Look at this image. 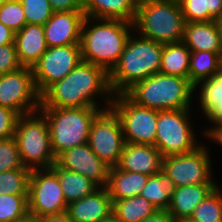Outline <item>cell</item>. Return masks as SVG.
Listing matches in <instances>:
<instances>
[{
    "mask_svg": "<svg viewBox=\"0 0 222 222\" xmlns=\"http://www.w3.org/2000/svg\"><path fill=\"white\" fill-rule=\"evenodd\" d=\"M98 94L107 97L105 102L109 108L114 95L109 84V73L100 66L82 60L69 74L41 95L40 107L101 108L98 103L96 104L95 97Z\"/></svg>",
    "mask_w": 222,
    "mask_h": 222,
    "instance_id": "1",
    "label": "cell"
},
{
    "mask_svg": "<svg viewBox=\"0 0 222 222\" xmlns=\"http://www.w3.org/2000/svg\"><path fill=\"white\" fill-rule=\"evenodd\" d=\"M94 21L97 23L93 24ZM132 30L133 23L124 20L86 16L80 40L82 60L100 66L109 73L120 59Z\"/></svg>",
    "mask_w": 222,
    "mask_h": 222,
    "instance_id": "2",
    "label": "cell"
},
{
    "mask_svg": "<svg viewBox=\"0 0 222 222\" xmlns=\"http://www.w3.org/2000/svg\"><path fill=\"white\" fill-rule=\"evenodd\" d=\"M163 43L130 35L120 59L109 72L113 94H125L137 82L159 73Z\"/></svg>",
    "mask_w": 222,
    "mask_h": 222,
    "instance_id": "3",
    "label": "cell"
},
{
    "mask_svg": "<svg viewBox=\"0 0 222 222\" xmlns=\"http://www.w3.org/2000/svg\"><path fill=\"white\" fill-rule=\"evenodd\" d=\"M194 85L188 78L156 73L125 94L137 105L163 111L190 109Z\"/></svg>",
    "mask_w": 222,
    "mask_h": 222,
    "instance_id": "4",
    "label": "cell"
},
{
    "mask_svg": "<svg viewBox=\"0 0 222 222\" xmlns=\"http://www.w3.org/2000/svg\"><path fill=\"white\" fill-rule=\"evenodd\" d=\"M185 20L179 4L167 0H138L134 31L155 42L183 41Z\"/></svg>",
    "mask_w": 222,
    "mask_h": 222,
    "instance_id": "5",
    "label": "cell"
},
{
    "mask_svg": "<svg viewBox=\"0 0 222 222\" xmlns=\"http://www.w3.org/2000/svg\"><path fill=\"white\" fill-rule=\"evenodd\" d=\"M103 110L97 107H40L50 131L55 158L73 147L88 143L91 124Z\"/></svg>",
    "mask_w": 222,
    "mask_h": 222,
    "instance_id": "6",
    "label": "cell"
},
{
    "mask_svg": "<svg viewBox=\"0 0 222 222\" xmlns=\"http://www.w3.org/2000/svg\"><path fill=\"white\" fill-rule=\"evenodd\" d=\"M14 138L25 168L48 169L55 163L48 122L40 111L18 118Z\"/></svg>",
    "mask_w": 222,
    "mask_h": 222,
    "instance_id": "7",
    "label": "cell"
},
{
    "mask_svg": "<svg viewBox=\"0 0 222 222\" xmlns=\"http://www.w3.org/2000/svg\"><path fill=\"white\" fill-rule=\"evenodd\" d=\"M191 109L158 110L155 144L163 157L187 154L201 146L197 144L190 124Z\"/></svg>",
    "mask_w": 222,
    "mask_h": 222,
    "instance_id": "8",
    "label": "cell"
},
{
    "mask_svg": "<svg viewBox=\"0 0 222 222\" xmlns=\"http://www.w3.org/2000/svg\"><path fill=\"white\" fill-rule=\"evenodd\" d=\"M110 107L120 119L126 143L154 146L158 110L137 105L126 94H114Z\"/></svg>",
    "mask_w": 222,
    "mask_h": 222,
    "instance_id": "9",
    "label": "cell"
},
{
    "mask_svg": "<svg viewBox=\"0 0 222 222\" xmlns=\"http://www.w3.org/2000/svg\"><path fill=\"white\" fill-rule=\"evenodd\" d=\"M125 143L118 115L111 107H104L91 124L88 140L90 148L107 165L115 167L121 159Z\"/></svg>",
    "mask_w": 222,
    "mask_h": 222,
    "instance_id": "10",
    "label": "cell"
},
{
    "mask_svg": "<svg viewBox=\"0 0 222 222\" xmlns=\"http://www.w3.org/2000/svg\"><path fill=\"white\" fill-rule=\"evenodd\" d=\"M0 106L10 108L20 116L39 110L41 95L38 93L32 68L0 75Z\"/></svg>",
    "mask_w": 222,
    "mask_h": 222,
    "instance_id": "11",
    "label": "cell"
},
{
    "mask_svg": "<svg viewBox=\"0 0 222 222\" xmlns=\"http://www.w3.org/2000/svg\"><path fill=\"white\" fill-rule=\"evenodd\" d=\"M67 207L56 173L51 168L31 170L28 189L29 213L44 217L65 212Z\"/></svg>",
    "mask_w": 222,
    "mask_h": 222,
    "instance_id": "12",
    "label": "cell"
},
{
    "mask_svg": "<svg viewBox=\"0 0 222 222\" xmlns=\"http://www.w3.org/2000/svg\"><path fill=\"white\" fill-rule=\"evenodd\" d=\"M209 150L201 145L187 154L163 157L162 171L173 180L176 187L196 184H217L211 178Z\"/></svg>",
    "mask_w": 222,
    "mask_h": 222,
    "instance_id": "13",
    "label": "cell"
},
{
    "mask_svg": "<svg viewBox=\"0 0 222 222\" xmlns=\"http://www.w3.org/2000/svg\"><path fill=\"white\" fill-rule=\"evenodd\" d=\"M81 61L80 44L48 47L32 68L38 93L42 95L51 85L69 74Z\"/></svg>",
    "mask_w": 222,
    "mask_h": 222,
    "instance_id": "14",
    "label": "cell"
},
{
    "mask_svg": "<svg viewBox=\"0 0 222 222\" xmlns=\"http://www.w3.org/2000/svg\"><path fill=\"white\" fill-rule=\"evenodd\" d=\"M55 163L63 168L84 175L98 187H106L110 166L101 160L88 143L61 153Z\"/></svg>",
    "mask_w": 222,
    "mask_h": 222,
    "instance_id": "15",
    "label": "cell"
},
{
    "mask_svg": "<svg viewBox=\"0 0 222 222\" xmlns=\"http://www.w3.org/2000/svg\"><path fill=\"white\" fill-rule=\"evenodd\" d=\"M83 11L53 12L43 25L47 47L80 44Z\"/></svg>",
    "mask_w": 222,
    "mask_h": 222,
    "instance_id": "16",
    "label": "cell"
},
{
    "mask_svg": "<svg viewBox=\"0 0 222 222\" xmlns=\"http://www.w3.org/2000/svg\"><path fill=\"white\" fill-rule=\"evenodd\" d=\"M162 160L163 156L156 146L125 143L117 167L150 176L162 170Z\"/></svg>",
    "mask_w": 222,
    "mask_h": 222,
    "instance_id": "17",
    "label": "cell"
},
{
    "mask_svg": "<svg viewBox=\"0 0 222 222\" xmlns=\"http://www.w3.org/2000/svg\"><path fill=\"white\" fill-rule=\"evenodd\" d=\"M113 202L106 187L68 204L67 212L75 222H103L112 214Z\"/></svg>",
    "mask_w": 222,
    "mask_h": 222,
    "instance_id": "18",
    "label": "cell"
},
{
    "mask_svg": "<svg viewBox=\"0 0 222 222\" xmlns=\"http://www.w3.org/2000/svg\"><path fill=\"white\" fill-rule=\"evenodd\" d=\"M14 43L21 65L29 68H33L48 48L44 28L36 24H26L16 32Z\"/></svg>",
    "mask_w": 222,
    "mask_h": 222,
    "instance_id": "19",
    "label": "cell"
},
{
    "mask_svg": "<svg viewBox=\"0 0 222 222\" xmlns=\"http://www.w3.org/2000/svg\"><path fill=\"white\" fill-rule=\"evenodd\" d=\"M217 184H196L176 187L167 212L175 219H189L194 209L217 187Z\"/></svg>",
    "mask_w": 222,
    "mask_h": 222,
    "instance_id": "20",
    "label": "cell"
},
{
    "mask_svg": "<svg viewBox=\"0 0 222 222\" xmlns=\"http://www.w3.org/2000/svg\"><path fill=\"white\" fill-rule=\"evenodd\" d=\"M182 42L191 52L209 51L222 55V45L215 21L185 23Z\"/></svg>",
    "mask_w": 222,
    "mask_h": 222,
    "instance_id": "21",
    "label": "cell"
},
{
    "mask_svg": "<svg viewBox=\"0 0 222 222\" xmlns=\"http://www.w3.org/2000/svg\"><path fill=\"white\" fill-rule=\"evenodd\" d=\"M138 0H83L85 16L134 23Z\"/></svg>",
    "mask_w": 222,
    "mask_h": 222,
    "instance_id": "22",
    "label": "cell"
},
{
    "mask_svg": "<svg viewBox=\"0 0 222 222\" xmlns=\"http://www.w3.org/2000/svg\"><path fill=\"white\" fill-rule=\"evenodd\" d=\"M148 178L145 174L120 170L117 166L111 167L106 188L112 202L139 195Z\"/></svg>",
    "mask_w": 222,
    "mask_h": 222,
    "instance_id": "23",
    "label": "cell"
},
{
    "mask_svg": "<svg viewBox=\"0 0 222 222\" xmlns=\"http://www.w3.org/2000/svg\"><path fill=\"white\" fill-rule=\"evenodd\" d=\"M197 85L201 88L199 102L203 113L216 125L222 120V74L200 81L194 86V90Z\"/></svg>",
    "mask_w": 222,
    "mask_h": 222,
    "instance_id": "24",
    "label": "cell"
},
{
    "mask_svg": "<svg viewBox=\"0 0 222 222\" xmlns=\"http://www.w3.org/2000/svg\"><path fill=\"white\" fill-rule=\"evenodd\" d=\"M56 173L67 204L80 200L92 194L99 187L90 179L77 172L59 167L56 163L51 166Z\"/></svg>",
    "mask_w": 222,
    "mask_h": 222,
    "instance_id": "25",
    "label": "cell"
},
{
    "mask_svg": "<svg viewBox=\"0 0 222 222\" xmlns=\"http://www.w3.org/2000/svg\"><path fill=\"white\" fill-rule=\"evenodd\" d=\"M190 55L183 42L164 44L159 73L189 79Z\"/></svg>",
    "mask_w": 222,
    "mask_h": 222,
    "instance_id": "26",
    "label": "cell"
},
{
    "mask_svg": "<svg viewBox=\"0 0 222 222\" xmlns=\"http://www.w3.org/2000/svg\"><path fill=\"white\" fill-rule=\"evenodd\" d=\"M176 186L164 171L150 175L140 196L148 200L157 210H167L170 205L171 194Z\"/></svg>",
    "mask_w": 222,
    "mask_h": 222,
    "instance_id": "27",
    "label": "cell"
},
{
    "mask_svg": "<svg viewBox=\"0 0 222 222\" xmlns=\"http://www.w3.org/2000/svg\"><path fill=\"white\" fill-rule=\"evenodd\" d=\"M157 208L140 195L113 201L112 213L122 222H141Z\"/></svg>",
    "mask_w": 222,
    "mask_h": 222,
    "instance_id": "28",
    "label": "cell"
},
{
    "mask_svg": "<svg viewBox=\"0 0 222 222\" xmlns=\"http://www.w3.org/2000/svg\"><path fill=\"white\" fill-rule=\"evenodd\" d=\"M221 56L209 51L191 52L189 81L195 86L202 80L220 74Z\"/></svg>",
    "mask_w": 222,
    "mask_h": 222,
    "instance_id": "29",
    "label": "cell"
},
{
    "mask_svg": "<svg viewBox=\"0 0 222 222\" xmlns=\"http://www.w3.org/2000/svg\"><path fill=\"white\" fill-rule=\"evenodd\" d=\"M194 222H222V191L217 186L195 209Z\"/></svg>",
    "mask_w": 222,
    "mask_h": 222,
    "instance_id": "30",
    "label": "cell"
},
{
    "mask_svg": "<svg viewBox=\"0 0 222 222\" xmlns=\"http://www.w3.org/2000/svg\"><path fill=\"white\" fill-rule=\"evenodd\" d=\"M30 174L27 168L0 172V195H28Z\"/></svg>",
    "mask_w": 222,
    "mask_h": 222,
    "instance_id": "31",
    "label": "cell"
},
{
    "mask_svg": "<svg viewBox=\"0 0 222 222\" xmlns=\"http://www.w3.org/2000/svg\"><path fill=\"white\" fill-rule=\"evenodd\" d=\"M28 212V195H0V222H14Z\"/></svg>",
    "mask_w": 222,
    "mask_h": 222,
    "instance_id": "32",
    "label": "cell"
},
{
    "mask_svg": "<svg viewBox=\"0 0 222 222\" xmlns=\"http://www.w3.org/2000/svg\"><path fill=\"white\" fill-rule=\"evenodd\" d=\"M22 4L27 24L43 26L53 14L48 0H19Z\"/></svg>",
    "mask_w": 222,
    "mask_h": 222,
    "instance_id": "33",
    "label": "cell"
},
{
    "mask_svg": "<svg viewBox=\"0 0 222 222\" xmlns=\"http://www.w3.org/2000/svg\"><path fill=\"white\" fill-rule=\"evenodd\" d=\"M0 22L15 33L20 31L27 23L20 1H5L0 7Z\"/></svg>",
    "mask_w": 222,
    "mask_h": 222,
    "instance_id": "34",
    "label": "cell"
},
{
    "mask_svg": "<svg viewBox=\"0 0 222 222\" xmlns=\"http://www.w3.org/2000/svg\"><path fill=\"white\" fill-rule=\"evenodd\" d=\"M25 168L14 137L0 140V172Z\"/></svg>",
    "mask_w": 222,
    "mask_h": 222,
    "instance_id": "35",
    "label": "cell"
},
{
    "mask_svg": "<svg viewBox=\"0 0 222 222\" xmlns=\"http://www.w3.org/2000/svg\"><path fill=\"white\" fill-rule=\"evenodd\" d=\"M179 5L186 23L209 21V11H204L203 0H183Z\"/></svg>",
    "mask_w": 222,
    "mask_h": 222,
    "instance_id": "36",
    "label": "cell"
},
{
    "mask_svg": "<svg viewBox=\"0 0 222 222\" xmlns=\"http://www.w3.org/2000/svg\"><path fill=\"white\" fill-rule=\"evenodd\" d=\"M15 43L0 46V75L22 68Z\"/></svg>",
    "mask_w": 222,
    "mask_h": 222,
    "instance_id": "37",
    "label": "cell"
},
{
    "mask_svg": "<svg viewBox=\"0 0 222 222\" xmlns=\"http://www.w3.org/2000/svg\"><path fill=\"white\" fill-rule=\"evenodd\" d=\"M19 117L14 110L0 106V140L14 137Z\"/></svg>",
    "mask_w": 222,
    "mask_h": 222,
    "instance_id": "38",
    "label": "cell"
},
{
    "mask_svg": "<svg viewBox=\"0 0 222 222\" xmlns=\"http://www.w3.org/2000/svg\"><path fill=\"white\" fill-rule=\"evenodd\" d=\"M53 12L83 11V0H48Z\"/></svg>",
    "mask_w": 222,
    "mask_h": 222,
    "instance_id": "39",
    "label": "cell"
},
{
    "mask_svg": "<svg viewBox=\"0 0 222 222\" xmlns=\"http://www.w3.org/2000/svg\"><path fill=\"white\" fill-rule=\"evenodd\" d=\"M204 11H209V21H214L222 14V0H203Z\"/></svg>",
    "mask_w": 222,
    "mask_h": 222,
    "instance_id": "40",
    "label": "cell"
},
{
    "mask_svg": "<svg viewBox=\"0 0 222 222\" xmlns=\"http://www.w3.org/2000/svg\"><path fill=\"white\" fill-rule=\"evenodd\" d=\"M141 222H176V220L167 212V210H156Z\"/></svg>",
    "mask_w": 222,
    "mask_h": 222,
    "instance_id": "41",
    "label": "cell"
},
{
    "mask_svg": "<svg viewBox=\"0 0 222 222\" xmlns=\"http://www.w3.org/2000/svg\"><path fill=\"white\" fill-rule=\"evenodd\" d=\"M15 32L0 22V46L14 43Z\"/></svg>",
    "mask_w": 222,
    "mask_h": 222,
    "instance_id": "42",
    "label": "cell"
},
{
    "mask_svg": "<svg viewBox=\"0 0 222 222\" xmlns=\"http://www.w3.org/2000/svg\"><path fill=\"white\" fill-rule=\"evenodd\" d=\"M213 126L210 129H205L204 133L222 146V120Z\"/></svg>",
    "mask_w": 222,
    "mask_h": 222,
    "instance_id": "43",
    "label": "cell"
},
{
    "mask_svg": "<svg viewBox=\"0 0 222 222\" xmlns=\"http://www.w3.org/2000/svg\"><path fill=\"white\" fill-rule=\"evenodd\" d=\"M40 222H75L70 214L65 211L58 214L47 215L44 217H40Z\"/></svg>",
    "mask_w": 222,
    "mask_h": 222,
    "instance_id": "44",
    "label": "cell"
},
{
    "mask_svg": "<svg viewBox=\"0 0 222 222\" xmlns=\"http://www.w3.org/2000/svg\"><path fill=\"white\" fill-rule=\"evenodd\" d=\"M14 222H40V217L28 212L25 216L19 218Z\"/></svg>",
    "mask_w": 222,
    "mask_h": 222,
    "instance_id": "45",
    "label": "cell"
},
{
    "mask_svg": "<svg viewBox=\"0 0 222 222\" xmlns=\"http://www.w3.org/2000/svg\"><path fill=\"white\" fill-rule=\"evenodd\" d=\"M216 25H217V28H218V32H219V37H220V42H221V45H222V14L214 20Z\"/></svg>",
    "mask_w": 222,
    "mask_h": 222,
    "instance_id": "46",
    "label": "cell"
},
{
    "mask_svg": "<svg viewBox=\"0 0 222 222\" xmlns=\"http://www.w3.org/2000/svg\"><path fill=\"white\" fill-rule=\"evenodd\" d=\"M103 222H122L119 218H117L113 213L105 219Z\"/></svg>",
    "mask_w": 222,
    "mask_h": 222,
    "instance_id": "47",
    "label": "cell"
},
{
    "mask_svg": "<svg viewBox=\"0 0 222 222\" xmlns=\"http://www.w3.org/2000/svg\"><path fill=\"white\" fill-rule=\"evenodd\" d=\"M176 222H194L190 218L189 219H178Z\"/></svg>",
    "mask_w": 222,
    "mask_h": 222,
    "instance_id": "48",
    "label": "cell"
},
{
    "mask_svg": "<svg viewBox=\"0 0 222 222\" xmlns=\"http://www.w3.org/2000/svg\"><path fill=\"white\" fill-rule=\"evenodd\" d=\"M167 1L173 2L175 4H180L183 0H167Z\"/></svg>",
    "mask_w": 222,
    "mask_h": 222,
    "instance_id": "49",
    "label": "cell"
},
{
    "mask_svg": "<svg viewBox=\"0 0 222 222\" xmlns=\"http://www.w3.org/2000/svg\"><path fill=\"white\" fill-rule=\"evenodd\" d=\"M220 73L222 74V55H221Z\"/></svg>",
    "mask_w": 222,
    "mask_h": 222,
    "instance_id": "50",
    "label": "cell"
},
{
    "mask_svg": "<svg viewBox=\"0 0 222 222\" xmlns=\"http://www.w3.org/2000/svg\"><path fill=\"white\" fill-rule=\"evenodd\" d=\"M6 0H0V7L4 4Z\"/></svg>",
    "mask_w": 222,
    "mask_h": 222,
    "instance_id": "51",
    "label": "cell"
}]
</instances>
